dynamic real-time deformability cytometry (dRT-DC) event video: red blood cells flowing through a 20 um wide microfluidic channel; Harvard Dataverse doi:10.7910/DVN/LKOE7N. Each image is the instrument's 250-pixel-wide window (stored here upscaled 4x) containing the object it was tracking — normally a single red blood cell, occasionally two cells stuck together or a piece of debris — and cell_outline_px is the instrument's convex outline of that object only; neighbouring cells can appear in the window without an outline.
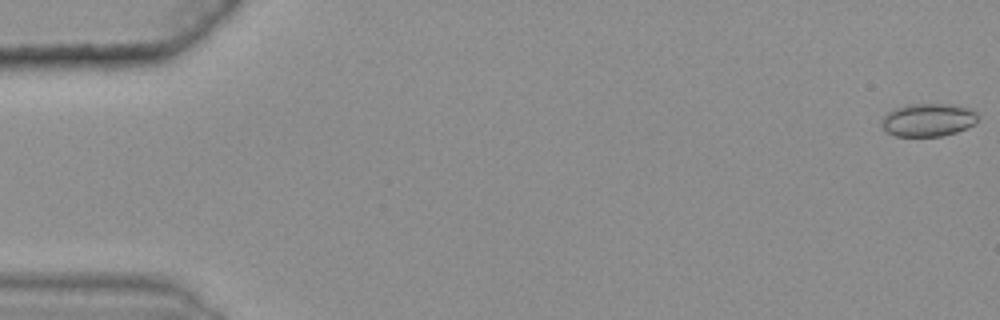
{"species": "common noctule bat (a hibernating species)", "species_latin": "Nyctalus noctula", "temperature_condition": "warm", "stored_images_in_passage": 50, "camera_frame_rate_fps": 3000, "um_per_image_px": 0.085, "animal": {"sex": "female", "body_mass_g": 25.1}, "frame": {"image": 1, "passage_image": 1, "time_ms": 0.0, "image_size_px": [1000, 320], "cell_outline_px": [[976, 124], [968, 128], [956, 132], [940, 136], [896, 136], [888, 132], [880, 124], [880, 120], [888, 112], [896, 108], [912, 104], [952, 104], [968, 108], [976, 112]], "centroid_in_image_um": [78.89, 10.2], "position_along_channel_um": 6.1, "area_um2": 18.44}}
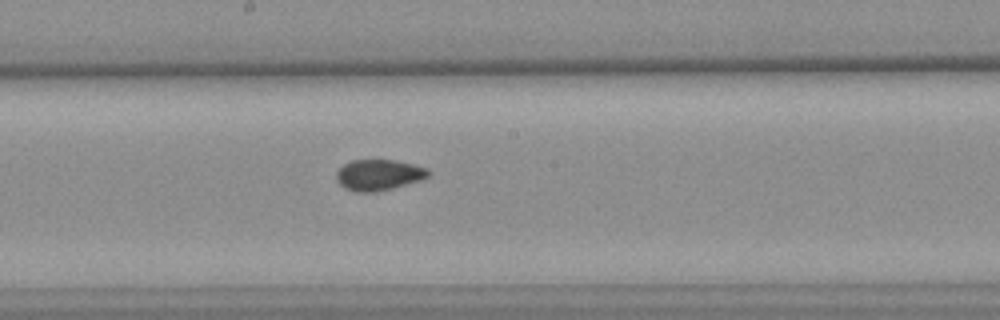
{"frame": {"image": 2, "passage_image": 31, "time_ms": 10.0, "image_size_px": [1000, 320], "cell_outline_px": [[432, 172], [428, 176], [420, 180], [392, 188], [372, 192], [356, 192], [340, 184], [336, 180], [336, 172], [344, 164], [352, 160], [396, 160], [428, 168]], "centroid_in_image_um": [32.2, 14.85], "position_along_channel_um": 216.0, "area_um2": 16.42}}
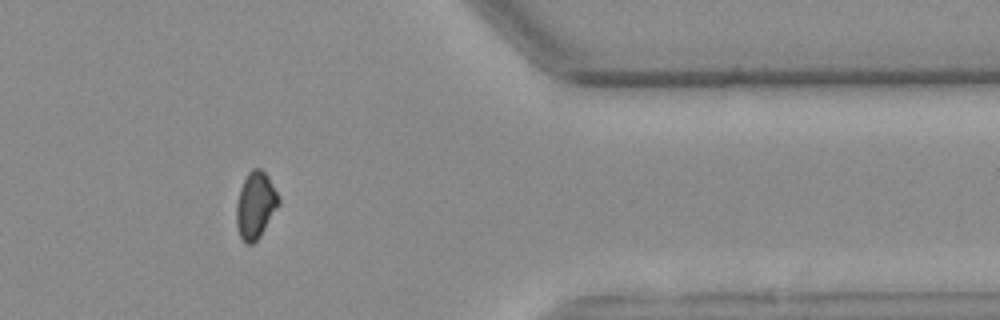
{"frame": {"image": 3, "passage_image": 47, "time_ms": 15.333, "image_size_px": [1000, 320], "cell_outline_px": [[280, 204], [260, 236], [252, 244], [244, 244], [240, 236], [236, 224], [236, 204], [240, 188], [248, 172], [252, 168], [260, 168], [268, 176], [280, 200]], "centroid_in_image_um": [21.71, 17.45], "position_along_channel_um": 389.7, "area_um2": 16.42}}